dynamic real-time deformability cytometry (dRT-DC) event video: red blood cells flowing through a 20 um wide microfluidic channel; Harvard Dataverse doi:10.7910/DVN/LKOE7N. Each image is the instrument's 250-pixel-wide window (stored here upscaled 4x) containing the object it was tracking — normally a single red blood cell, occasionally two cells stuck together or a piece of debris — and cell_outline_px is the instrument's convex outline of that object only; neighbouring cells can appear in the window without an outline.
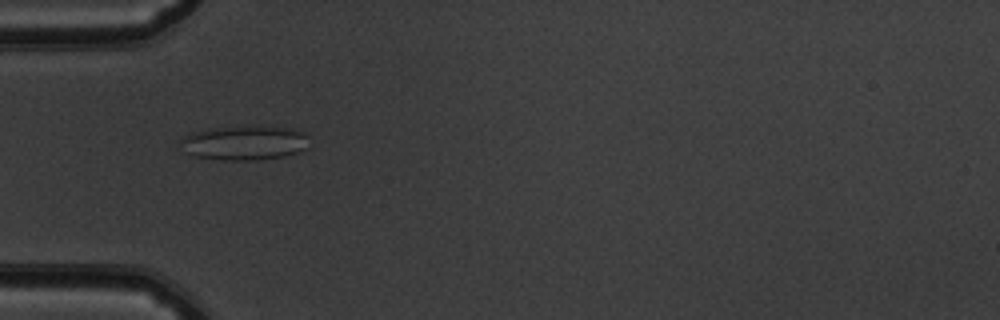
{"species": "common noctule bat (a hibernating species)", "species_latin": "Nyctalus noctula", "temperature_condition": "warm", "stored_images_in_passage": 53, "camera_frame_rate_fps": 3000, "um_per_image_px": 0.085, "animal": {"sex": "male", "body_mass_g": 19.5, "forearm_length_mm": 54.6}, "frame": {"image": 1, "passage_image": 17, "time_ms": 5.333, "image_size_px": [1000, 320], "cell_outline_px": [[308, 148], [284, 156], [256, 160], [224, 160], [192, 156], [184, 152], [180, 140], [184, 136], [192, 132], [204, 128], [252, 124], [292, 128], [308, 132]], "centroid_in_image_um": [20.79, 12.1], "position_along_channel_um": 64.2, "area_um2": 26.82}}
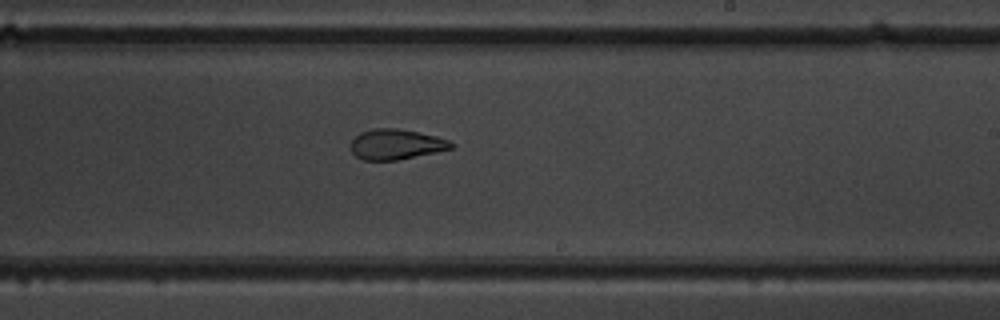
{"frame": {"image": 2, "passage_image": 32, "time_ms": 10.333, "image_size_px": [1000, 320], "cell_outline_px": [[456, 144], [452, 148], [436, 152], [396, 160], [364, 160], [356, 156], [352, 152], [352, 140], [360, 132], [376, 128], [400, 128], [436, 136], [448, 140]], "centroid_in_image_um": [33.68, 12.26], "position_along_channel_um": 255.3, "area_um2": 17.63}}
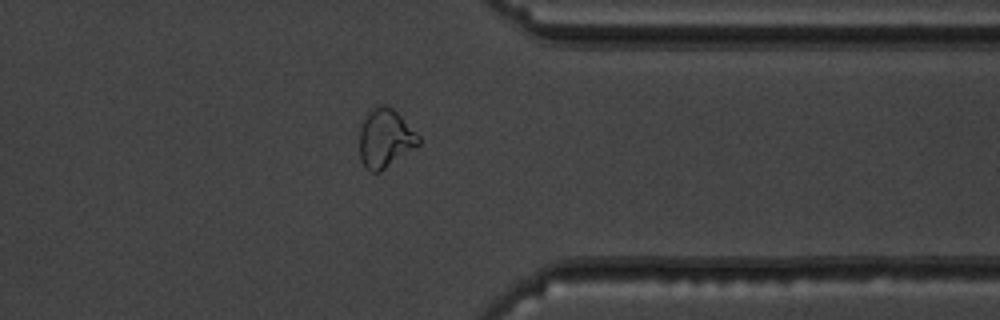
{"frame": {"image": 3, "passage_image": 42, "time_ms": 13.667, "image_size_px": [1000, 320], "cell_outline_px": [[420, 144], [380, 172], [368, 172], [364, 168], [360, 160], [360, 128], [368, 112], [372, 108], [380, 104], [384, 104], [392, 108], [420, 136]], "centroid_in_image_um": [32.72, 11.78], "position_along_channel_um": 378.7, "area_um2": 20.17}, "authors_computed_cell_mechanics": {"area_um2": 22.3108, "velocity_mm_per_s": 3.8492, "shape_relaxation_time_tau1_ms": null, "shape_relaxation_time_tau2_ms": 1.7167, "deformation_change_tau1": null, "deformation_change_tau2": 0.089}}